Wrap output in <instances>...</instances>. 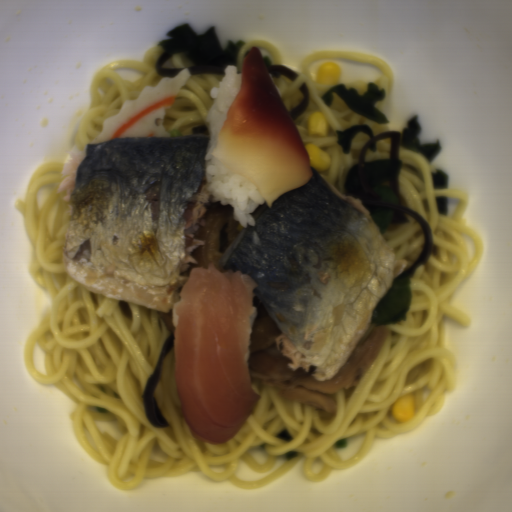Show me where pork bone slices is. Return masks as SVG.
Returning a JSON list of instances; mask_svg holds the SVG:
<instances>
[{
	"label": "pork bone slices",
	"mask_w": 512,
	"mask_h": 512,
	"mask_svg": "<svg viewBox=\"0 0 512 512\" xmlns=\"http://www.w3.org/2000/svg\"><path fill=\"white\" fill-rule=\"evenodd\" d=\"M244 229L234 217L232 205H222L220 201L212 202L198 234L203 243L191 253V257L197 262L193 268H207L211 262L220 270V264L231 244Z\"/></svg>",
	"instance_id": "8bd94acc"
},
{
	"label": "pork bone slices",
	"mask_w": 512,
	"mask_h": 512,
	"mask_svg": "<svg viewBox=\"0 0 512 512\" xmlns=\"http://www.w3.org/2000/svg\"><path fill=\"white\" fill-rule=\"evenodd\" d=\"M252 323L248 370L251 381L278 389L280 396L320 411L336 409L337 391L352 388L379 355L388 335L375 327L361 336L341 370L329 380H317L304 369H289V358L275 343L280 330L269 314L257 308Z\"/></svg>",
	"instance_id": "d1f655de"
}]
</instances>
